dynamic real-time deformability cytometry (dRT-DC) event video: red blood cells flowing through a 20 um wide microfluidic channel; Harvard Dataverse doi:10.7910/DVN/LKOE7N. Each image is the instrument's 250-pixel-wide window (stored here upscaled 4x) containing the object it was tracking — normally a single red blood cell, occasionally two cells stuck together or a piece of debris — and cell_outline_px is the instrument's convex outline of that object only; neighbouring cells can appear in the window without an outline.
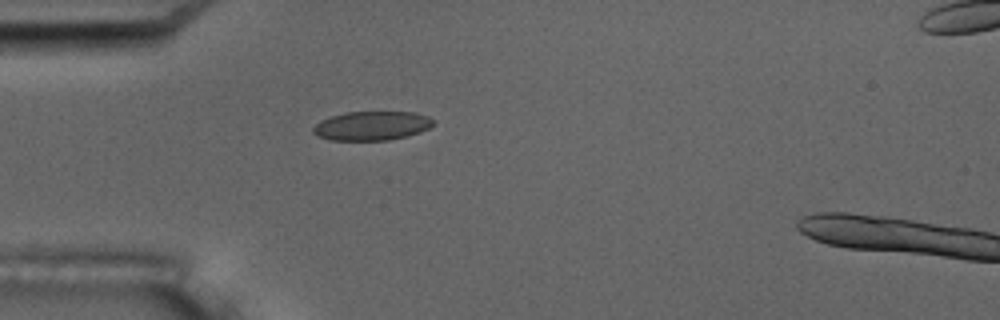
{"species": "common noctule bat (a hibernating species)", "species_latin": "Nyctalus noctula", "temperature_condition": "room temperature", "stored_images_in_passage": 5, "camera_frame_rate_fps": 3000, "um_per_image_px": 0.085, "animal": {"sex": "male", "body_mass_g": 17.5, "forearm_length_mm": 52.3}, "frame": {"image": 1, "passage_image": 4, "time_ms": 4.333, "image_size_px": [1000, 320], "cell_outline_px": [[436, 120], [428, 128], [420, 132], [408, 136], [388, 140], [328, 140], [316, 136], [312, 132], [312, 128], [320, 120], [344, 112], [416, 112], [428, 116]], "centroid_in_image_um": [31.59, 10.69], "position_along_channel_um": 53.4, "area_um2": 20.52}}